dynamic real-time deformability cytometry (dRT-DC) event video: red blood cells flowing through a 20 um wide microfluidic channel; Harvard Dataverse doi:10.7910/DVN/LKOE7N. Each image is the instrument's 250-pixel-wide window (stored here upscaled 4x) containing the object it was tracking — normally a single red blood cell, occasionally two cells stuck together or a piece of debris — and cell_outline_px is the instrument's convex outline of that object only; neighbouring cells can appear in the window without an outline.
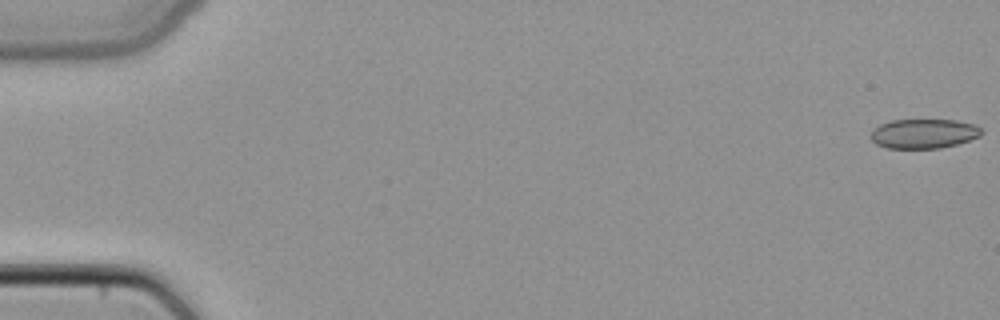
{"species": "common noctule bat (a hibernating species)", "species_latin": "Nyctalus noctula", "temperature_condition": "cold", "stored_images_in_passage": 49, "camera_frame_rate_fps": 3000, "um_per_image_px": 0.085, "animal": {"sex": "female", "body_mass_g": 22.7, "forearm_length_mm": 54.2}, "frame": {"image": 1, "passage_image": 1, "time_ms": 0.0, "image_size_px": [1000, 320], "cell_outline_px": [[984, 132], [980, 136], [956, 144], [940, 148], [888, 148], [876, 144], [868, 136], [880, 124], [892, 120], [956, 120], [976, 124]], "centroid_in_image_um": [78.53, 11.35], "position_along_channel_um": 6.5, "area_um2": 19.02}}
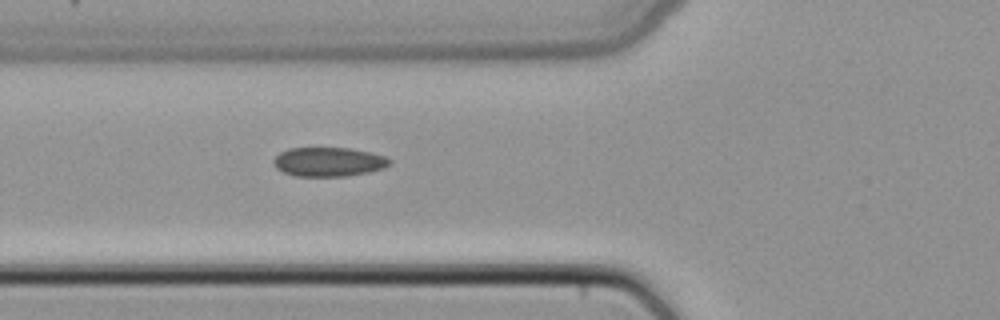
{"frame": {"image": 2, "passage_image": 19, "time_ms": 6.0, "image_size_px": [1000, 320], "cell_outline_px": [[392, 164], [384, 168], [368, 172], [348, 176], [292, 176], [276, 168], [272, 164], [272, 160], [280, 152], [288, 148], [348, 148], [368, 152], [384, 156], [392, 160]], "centroid_in_image_um": [27.91, 13.76], "position_along_channel_um": 97.9, "area_um2": 19.83}}
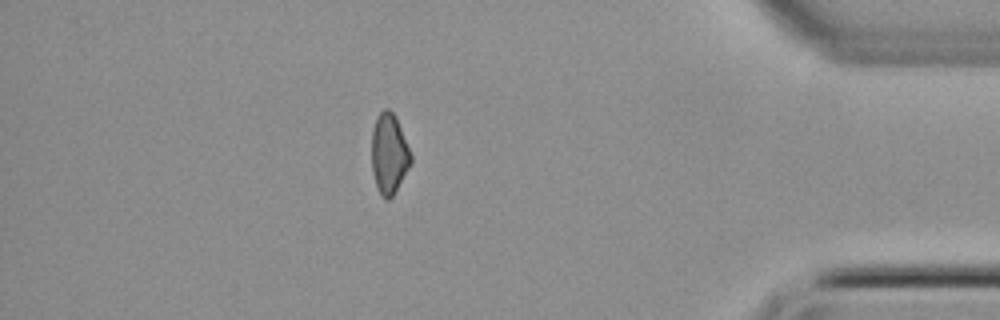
{"frame": {"image": 3, "passage_image": 43, "time_ms": 14.0, "image_size_px": [1000, 320], "cell_outline_px": [[412, 164], [392, 196], [388, 200], [384, 200], [380, 196], [376, 188], [372, 172], [372, 132], [376, 116], [384, 108], [388, 108], [396, 116], [412, 156]], "centroid_in_image_um": [33.07, 13.09], "position_along_channel_um": 402.1, "area_um2": 18.61}}